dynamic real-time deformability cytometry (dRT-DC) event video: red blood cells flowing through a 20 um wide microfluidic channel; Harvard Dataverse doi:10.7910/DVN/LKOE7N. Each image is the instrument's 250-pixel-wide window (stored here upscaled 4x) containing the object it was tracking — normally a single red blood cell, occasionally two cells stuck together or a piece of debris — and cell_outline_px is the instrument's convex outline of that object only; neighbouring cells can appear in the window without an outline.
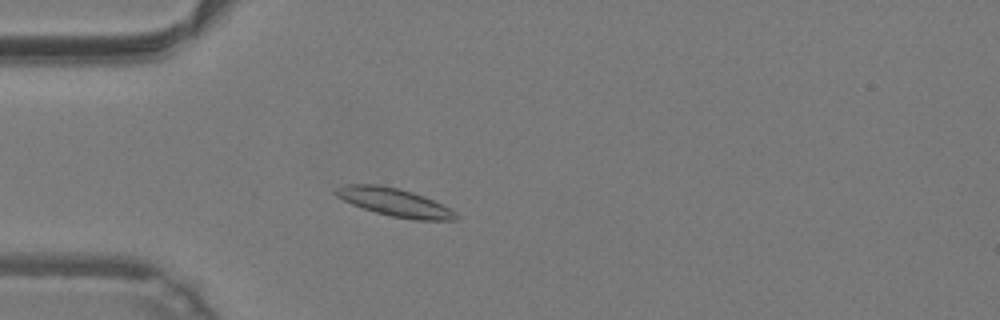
{"species": "common noctule bat (a hibernating species)", "species_latin": "Nyctalus noctula", "temperature_condition": "warm", "stored_images_in_passage": 45, "camera_frame_rate_fps": 3000, "um_per_image_px": 0.085, "animal": {"sex": "male", "body_mass_g": 19.2, "forearm_length_mm": 51.8}, "frame": {"image": 1, "passage_image": 11, "time_ms": 3.333, "image_size_px": [1000, 320], "cell_outline_px": [[460, 220], [416, 220], [392, 216], [376, 212], [352, 204], [336, 196], [332, 192], [336, 188], [344, 184], [380, 184], [412, 192], [424, 196], [452, 208], [460, 216]], "centroid_in_image_um": [33.58, 17.19], "position_along_channel_um": 51.4, "area_um2": 19.77}}
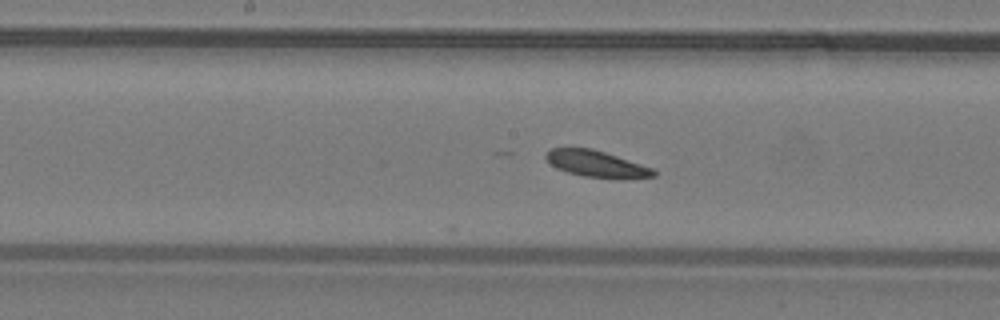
{"frame": {"image": 2, "passage_image": 22, "time_ms": 7.0, "image_size_px": [1000, 320], "cell_outline_px": [[656, 176], [624, 180], [620, 180], [584, 176], [568, 172], [556, 168], [544, 156], [552, 148], [592, 148], [652, 168], [656, 172]], "centroid_in_image_um": [50.74, 13.96], "position_along_channel_um": 197.5, "area_um2": 16.59}}
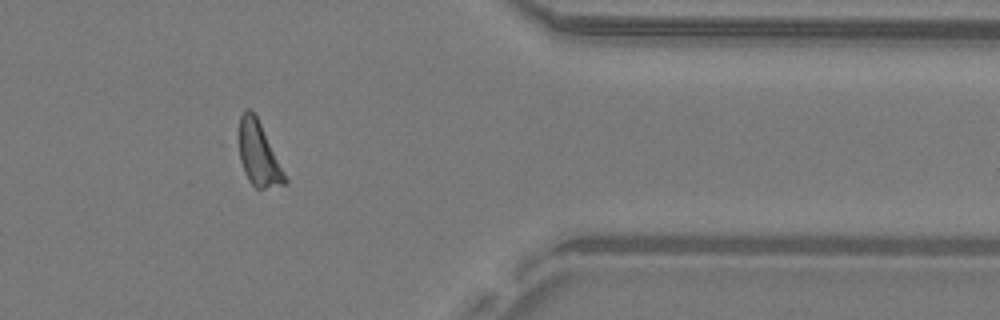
{"frame": {"image": 3, "passage_image": 37, "time_ms": 12.0, "image_size_px": [1000, 320], "cell_outline_px": [[288, 184], [264, 188], [256, 188], [248, 180], [244, 172], [240, 160], [240, 116], [244, 108], [248, 108], [256, 116], [288, 180]], "centroid_in_image_um": [21.98, 13.13], "position_along_channel_um": 389.4, "area_um2": 16.59}}